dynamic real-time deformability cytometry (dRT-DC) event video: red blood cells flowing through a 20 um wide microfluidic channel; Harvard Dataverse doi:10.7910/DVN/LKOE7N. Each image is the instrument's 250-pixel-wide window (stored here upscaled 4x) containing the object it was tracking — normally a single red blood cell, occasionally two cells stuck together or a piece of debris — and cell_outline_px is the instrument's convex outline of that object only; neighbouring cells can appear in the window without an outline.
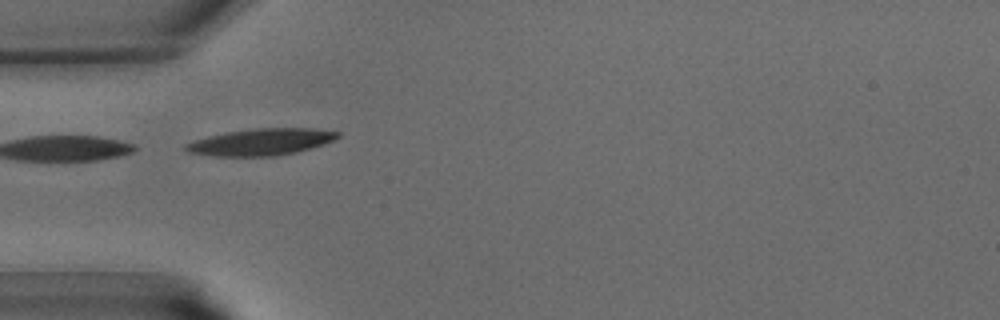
{"species": "common noctule bat (a hibernating species)", "species_latin": "Nyctalus noctula", "temperature_condition": "warm", "stored_images_in_passage": 27, "camera_frame_rate_fps": 3000, "um_per_image_px": 0.085, "animal": {"sex": "male", "body_mass_g": 15.6}, "frame": {"image": 1, "passage_image": 1, "time_ms": 0.0, "image_size_px": [1000, 320], "cell_outline_px": [[340, 136], [324, 144], [296, 152], [276, 156], [212, 156], [188, 152], [184, 148], [184, 144], [192, 140], [208, 136], [228, 132], [256, 128], [316, 128], [340, 132]], "centroid_in_image_um": [22.17, 12.06], "position_along_channel_um": 62.8, "area_um2": 23.7}}
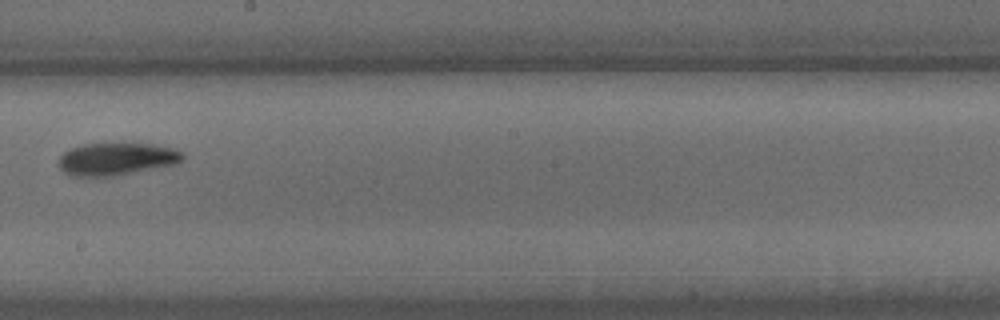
{"frame": {"image": 2, "passage_image": 12, "time_ms": 3.667, "image_size_px": [1000, 320], "cell_outline_px": [[184, 160], [176, 164], [112, 176], [72, 176], [64, 172], [56, 164], [60, 156], [64, 152], [72, 148], [84, 144], [156, 144], [172, 148], [184, 152]], "centroid_in_image_um": [9.91, 13.51], "position_along_channel_um": 238.3, "area_um2": 23.41}}
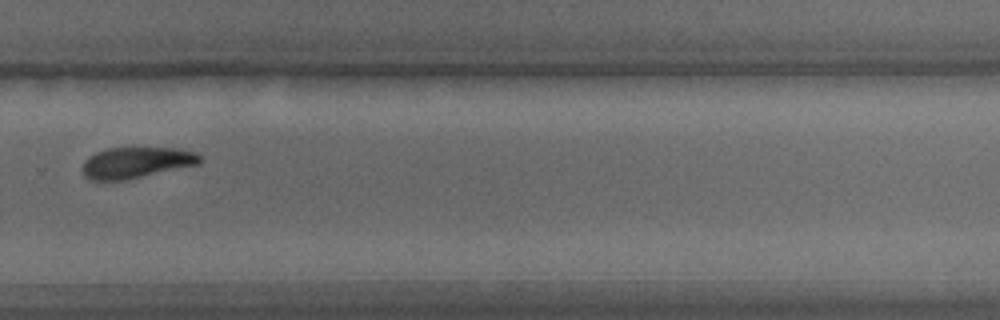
{"frame": {"image": 3, "passage_image": 17, "time_ms": 5.333, "image_size_px": [1000, 320], "cell_outline_px": [[204, 160], [200, 164], [124, 180], [88, 180], [84, 176], [80, 168], [84, 160], [88, 156], [96, 152], [108, 148], [180, 148], [196, 152]], "centroid_in_image_um": [11.57, 13.82], "position_along_channel_um": 318.2, "area_um2": 21.5}}